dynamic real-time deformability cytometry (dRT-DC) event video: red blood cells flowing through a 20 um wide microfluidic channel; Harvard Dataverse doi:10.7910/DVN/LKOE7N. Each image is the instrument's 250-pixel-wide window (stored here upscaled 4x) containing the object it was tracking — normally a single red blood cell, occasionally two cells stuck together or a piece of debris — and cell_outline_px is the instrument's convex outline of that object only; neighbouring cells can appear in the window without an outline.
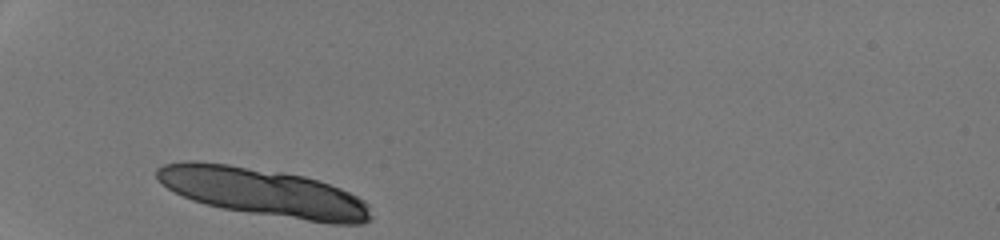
{"species": "human", "species_latin": "Homo sapiens", "temperature_condition": "room temperature", "stored_images_in_passage": 27, "segment_of_instrument_passage": [1, 2], "camera_frame_rate_fps": 3000, "um_per_image_px": 0.085, "donor": {"sex": "male"}, "frame": {"image": 1, "passage_image": 1, "time_ms": 0.0, "image_size_px": [1000, 240], "cell_outline_px": [[372, 220], [364, 224], [332, 224], [248, 212], [224, 208], [204, 204], [192, 200], [168, 188], [156, 180], [156, 168], [164, 164], [188, 160], [196, 160], [228, 164], [284, 172], [304, 176], [340, 188], [364, 200], [368, 204], [372, 216]], "centroid_in_image_um": [22.39, 16.33], "position_along_channel_um": 62.6, "area_um2": 59.82}}